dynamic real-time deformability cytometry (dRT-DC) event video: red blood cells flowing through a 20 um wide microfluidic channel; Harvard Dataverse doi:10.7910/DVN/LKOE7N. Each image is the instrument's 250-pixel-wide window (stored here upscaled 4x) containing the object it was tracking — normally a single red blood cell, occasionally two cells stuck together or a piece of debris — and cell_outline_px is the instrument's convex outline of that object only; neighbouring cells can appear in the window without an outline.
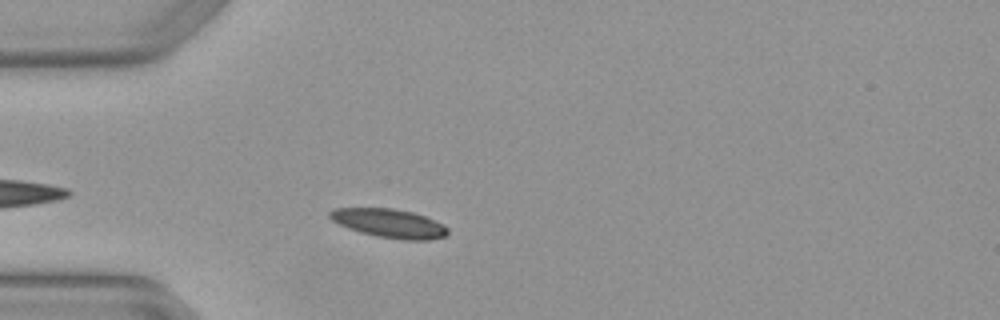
{"species": "Egyptian fruit bat (a non-hibernating species)", "species_latin": "Rousettus aegyptiacus", "temperature_condition": "warm", "stored_images_in_passage": 2, "camera_frame_rate_fps": 3000, "um_per_image_px": 0.085, "animal": {"sex": "female"}, "frame": {"image": 1, "passage_image": 2, "time_ms": 0.333, "image_size_px": [1000, 320], "cell_outline_px": [[448, 232], [444, 236], [428, 240], [404, 240], [376, 236], [360, 232], [348, 228], [332, 220], [328, 216], [328, 212], [332, 208], [392, 208], [412, 212], [424, 216], [444, 224], [448, 228]], "centroid_in_image_um": [33.07, 18.97], "position_along_channel_um": 51.9, "area_um2": 19.77}}